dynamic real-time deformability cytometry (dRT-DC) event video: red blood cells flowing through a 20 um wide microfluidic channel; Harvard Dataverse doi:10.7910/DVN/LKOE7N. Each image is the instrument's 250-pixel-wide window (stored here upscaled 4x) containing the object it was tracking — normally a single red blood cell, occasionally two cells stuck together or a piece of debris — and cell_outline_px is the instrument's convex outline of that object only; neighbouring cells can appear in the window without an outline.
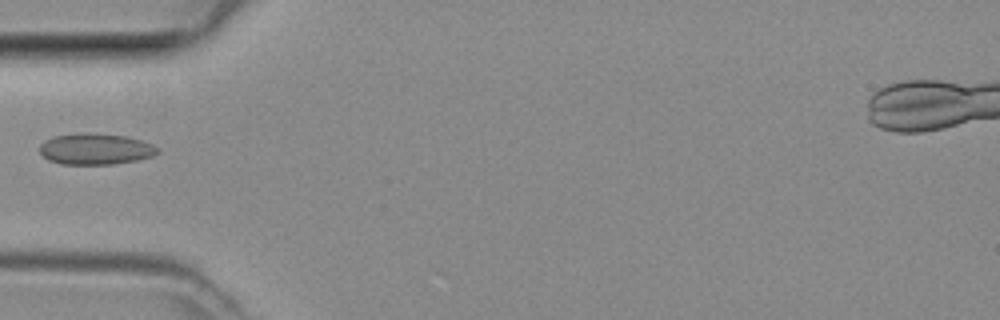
{"species": "common noctule bat (a hibernating species)", "species_latin": "Nyctalus noctula", "temperature_condition": "room temperature", "stored_images_in_passage": 5, "camera_frame_rate_fps": 3000, "um_per_image_px": 0.085, "animal": {"sex": "female", "body_mass_g": 29.2, "forearm_length_mm": 56.3}, "frame": {"image": 1, "passage_image": 5, "time_ms": 1.333, "image_size_px": [1000, 320], "cell_outline_px": [[160, 152], [152, 156], [136, 160], [112, 164], [60, 164], [48, 160], [40, 152], [40, 144], [44, 140], [56, 136], [84, 132], [124, 136], [140, 140], [152, 144], [160, 148]], "centroid_in_image_um": [8.12, 12.67], "position_along_channel_um": 76.9, "area_um2": 21.33}}